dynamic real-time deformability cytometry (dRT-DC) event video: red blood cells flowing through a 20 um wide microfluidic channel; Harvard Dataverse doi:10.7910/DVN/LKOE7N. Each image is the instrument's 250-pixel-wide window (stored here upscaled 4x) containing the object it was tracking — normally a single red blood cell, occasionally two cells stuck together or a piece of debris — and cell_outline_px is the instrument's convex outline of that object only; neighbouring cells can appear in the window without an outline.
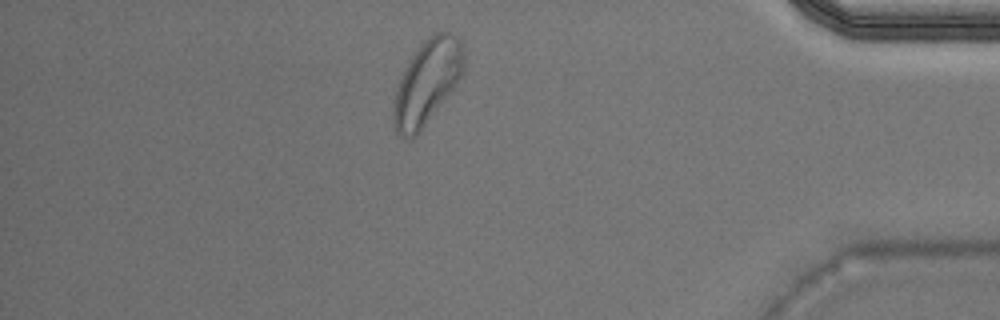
{"species": "Egyptian fruit bat (a non-hibernating species)", "species_latin": "Rousettus aegyptiacus", "temperature_condition": "warm", "stored_images_in_passage": 36, "camera_frame_rate_fps": 3000, "um_per_image_px": 0.085, "animal": {"sex": "male"}, "frame": {"image": 1, "passage_image": 31, "time_ms": 10.0, "image_size_px": [1000, 320], "cell_outline_px": [[464, 68], [460, 76], [452, 88], [420, 132], [412, 136], [400, 136], [396, 132], [392, 116], [392, 108], [396, 92], [404, 68], [420, 44], [428, 36], [436, 32], [452, 32], [464, 44]], "centroid_in_image_um": [36.3, 6.93], "position_along_channel_um": 398.9, "area_um2": 33.99}}